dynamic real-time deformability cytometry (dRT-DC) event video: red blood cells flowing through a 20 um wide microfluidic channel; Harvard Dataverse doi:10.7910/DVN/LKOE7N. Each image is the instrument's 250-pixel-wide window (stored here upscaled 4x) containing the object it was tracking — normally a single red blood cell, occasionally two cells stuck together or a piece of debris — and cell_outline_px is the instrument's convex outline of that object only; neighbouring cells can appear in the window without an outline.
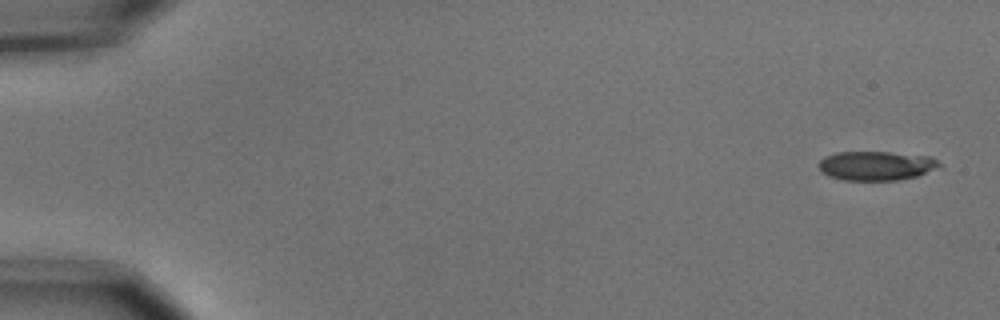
{"species": "common noctule bat (a hibernating species)", "species_latin": "Nyctalus noctula", "temperature_condition": "cold", "stored_images_in_passage": 5, "camera_frame_rate_fps": 3000, "um_per_image_px": 0.085, "animal": {"sex": "male", "body_mass_g": 15.6}, "frame": {"image": 1, "passage_image": 1, "time_ms": 0.0, "image_size_px": [1000, 320], "cell_outline_px": [[940, 164], [916, 176], [896, 180], [844, 180], [828, 176], [820, 172], [816, 164], [824, 156], [836, 152], [888, 152], [928, 156], [936, 160]], "centroid_in_image_um": [74.33, 14.08], "position_along_channel_um": 10.7, "area_um2": 20.29}}